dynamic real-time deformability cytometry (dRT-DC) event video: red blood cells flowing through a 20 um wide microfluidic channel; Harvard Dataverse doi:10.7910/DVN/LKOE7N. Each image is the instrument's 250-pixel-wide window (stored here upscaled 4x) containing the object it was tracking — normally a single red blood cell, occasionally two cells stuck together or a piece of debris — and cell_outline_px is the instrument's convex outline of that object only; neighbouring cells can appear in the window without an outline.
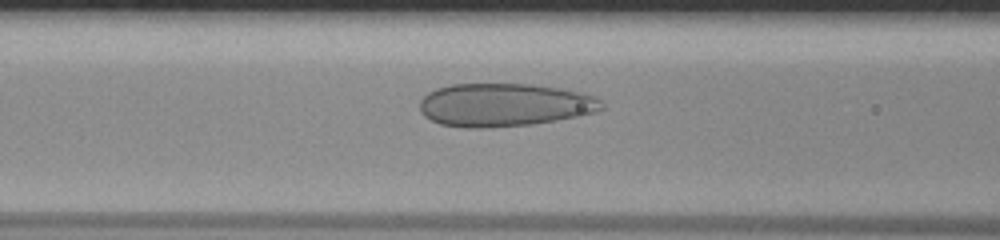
{"species": "human", "species_latin": "Homo sapiens", "temperature_condition": "room temperature", "stored_images_in_passage": 48, "camera_frame_rate_fps": 3000, "um_per_image_px": 0.085, "donor": {"sex": "male"}, "frame": {"image": 1, "passage_image": 18, "time_ms": 5.667, "image_size_px": [1000, 240], "cell_outline_px": [[604, 108], [596, 112], [556, 120], [532, 124], [488, 128], [464, 128], [440, 124], [424, 116], [420, 112], [420, 100], [428, 92], [436, 88], [452, 84], [532, 84], [560, 88], [580, 92], [596, 96], [604, 104]], "centroid_in_image_um": [42.86, 8.92], "position_along_channel_um": 123.7, "area_um2": 46.01}}
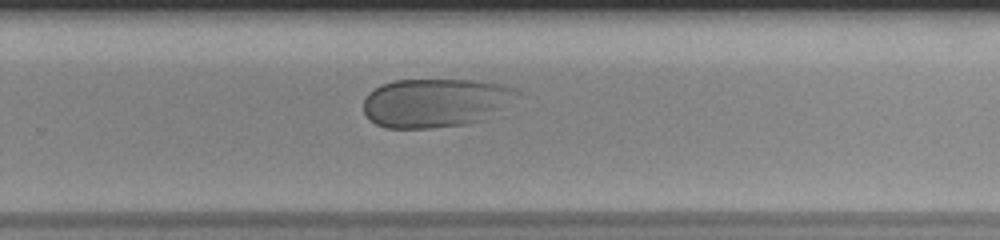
{"frame": {"image": 2, "passage_image": 31, "time_ms": 10.0, "image_size_px": [1000, 240], "cell_outline_px": [[520, 92], [484, 120], [464, 124], [428, 128], [384, 128], [376, 124], [364, 112], [364, 100], [368, 92], [380, 84], [392, 80], [476, 80], [500, 84], [516, 88]], "centroid_in_image_um": [36.94, 8.72], "position_along_channel_um": 292.9, "area_um2": 43.35}}
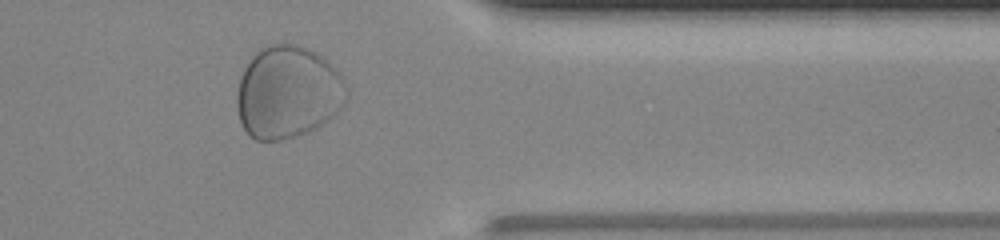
{"frame": {"image": 3, "passage_image": 39, "time_ms": 12.667, "image_size_px": [1000, 240], "cell_outline_px": [[348, 96], [344, 104], [328, 120], [316, 128], [300, 136], [280, 140], [256, 140], [244, 128], [240, 120], [236, 100], [236, 96], [240, 76], [244, 68], [252, 56], [260, 48], [268, 44], [296, 44], [308, 48], [320, 56], [336, 68], [344, 76], [348, 84]], "centroid_in_image_um": [24.49, 7.84], "position_along_channel_um": 386.9, "area_um2": 59.59}}